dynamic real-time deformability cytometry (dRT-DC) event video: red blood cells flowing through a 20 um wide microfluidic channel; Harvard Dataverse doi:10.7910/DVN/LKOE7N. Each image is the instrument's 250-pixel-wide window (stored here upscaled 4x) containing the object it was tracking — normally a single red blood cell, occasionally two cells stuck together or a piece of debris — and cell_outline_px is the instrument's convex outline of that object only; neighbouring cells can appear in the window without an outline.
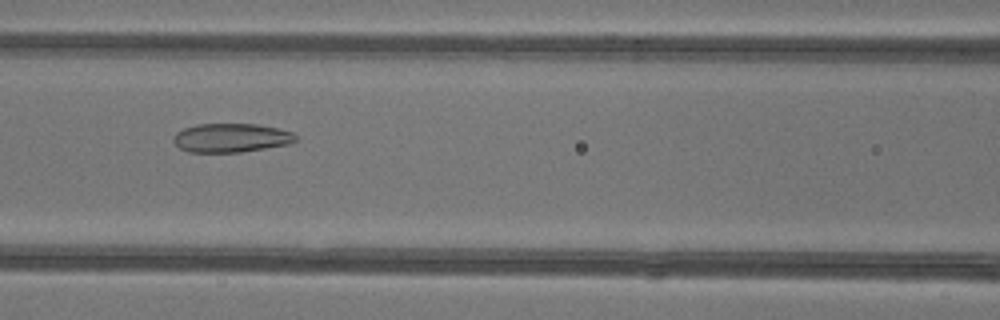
{"species": "common noctule bat (a hibernating species)", "species_latin": "Nyctalus noctula", "temperature_condition": "warm", "stored_images_in_passage": 49, "camera_frame_rate_fps": 3000, "um_per_image_px": 0.085, "animal": {"sex": "female"}, "frame": {"image": 1, "passage_image": 23, "time_ms": 7.333, "image_size_px": [1000, 320], "cell_outline_px": [[296, 140], [288, 144], [240, 152], [188, 152], [180, 148], [172, 140], [172, 136], [176, 132], [184, 128], [196, 124], [256, 124], [280, 128], [292, 132], [296, 136]], "centroid_in_image_um": [19.61, 11.71], "position_along_channel_um": 147.0, "area_um2": 20.58}}
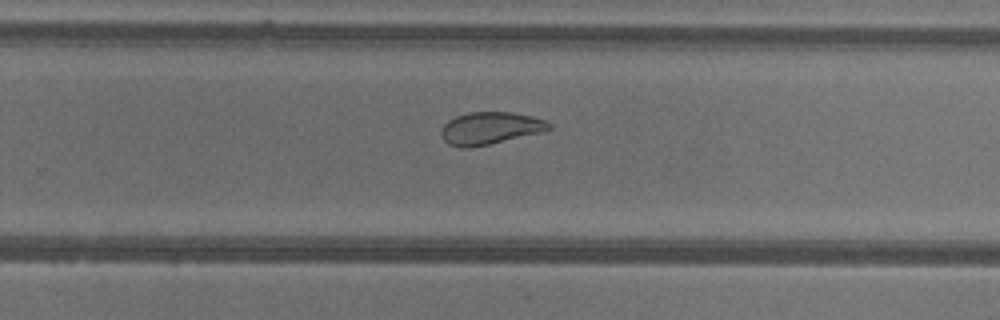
{"frame": {"image": 2, "passage_image": 33, "time_ms": 10.667, "image_size_px": [1000, 320], "cell_outline_px": [[552, 128], [544, 132], [488, 144], [468, 148], [460, 148], [448, 144], [444, 140], [440, 132], [444, 124], [448, 120], [456, 116], [468, 112], [512, 112], [532, 116], [544, 120], [552, 124]], "centroid_in_image_um": [41.67, 10.89], "position_along_channel_um": 288.1, "area_um2": 20.4}}
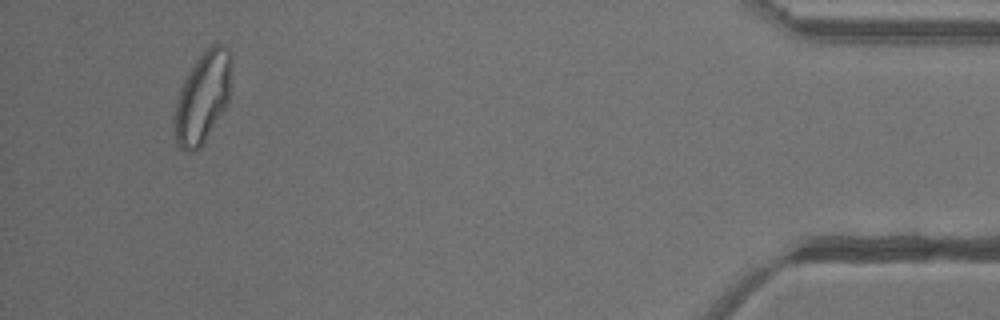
{"frame": {"image": 3, "passage_image": 47, "time_ms": 15.333, "image_size_px": [1000, 320], "cell_outline_px": [[232, 60], [228, 100], [224, 108], [204, 144], [196, 152], [188, 152], [180, 148], [176, 140], [176, 104], [180, 88], [184, 80], [196, 60], [212, 44], [224, 44], [228, 48], [232, 56]], "centroid_in_image_um": [17.26, 8.27], "position_along_channel_um": 417.9, "area_um2": 29.77}, "authors_computed_cell_mechanics": {"area_um2": 27.0504, "velocity_mm_per_s": 4.2491, "shape_relaxation_time_tau1_ms": 8.1866, "shape_relaxation_time_tau2_ms": 1.2317, "deformation_change_tau1": 0.1857, "deformation_change_tau2": 0.0722}}